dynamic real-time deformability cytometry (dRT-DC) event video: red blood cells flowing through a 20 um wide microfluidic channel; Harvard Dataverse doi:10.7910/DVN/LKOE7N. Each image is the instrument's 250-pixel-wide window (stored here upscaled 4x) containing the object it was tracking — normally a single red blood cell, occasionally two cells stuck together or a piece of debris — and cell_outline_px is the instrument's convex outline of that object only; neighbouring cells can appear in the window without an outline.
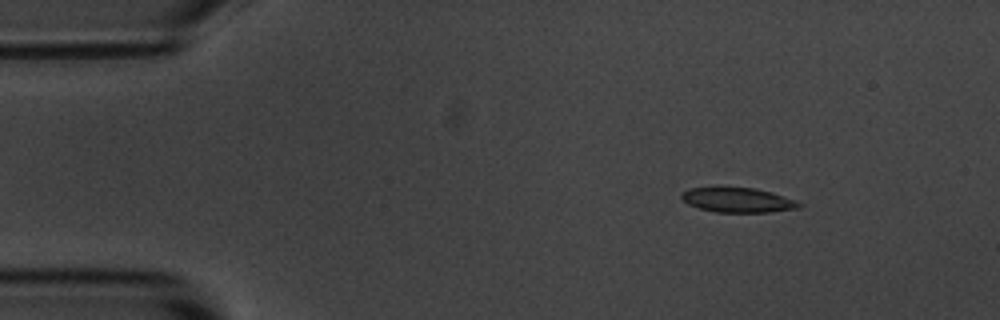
{"species": "common noctule bat (a hibernating species)", "species_latin": "Nyctalus noctula", "temperature_condition": "room temperature", "stored_images_in_passage": 6, "camera_frame_rate_fps": 3000, "um_per_image_px": 0.085, "animal": {"sex": "male", "body_mass_g": 20.1, "forearm_length_mm": 53.5}, "frame": {"image": 1, "passage_image": 1, "time_ms": 0.0, "image_size_px": [1000, 320], "cell_outline_px": [[804, 204], [800, 208], [768, 212], [716, 212], [700, 208], [688, 204], [680, 196], [680, 192], [688, 188], [716, 184], [724, 184], [756, 188], [772, 192], [796, 200]], "centroid_in_image_um": [62.66, 16.93], "position_along_channel_um": 22.3, "area_um2": 17.98}}
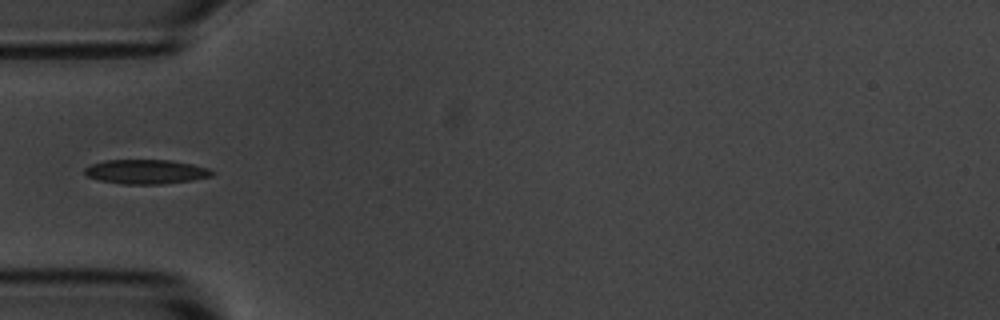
{"frame": {"image": 2, "passage_image": 4, "time_ms": 3.333, "image_size_px": [1000, 320], "cell_outline_px": [[216, 172], [212, 176], [192, 180], [160, 184], [124, 184], [100, 180], [88, 176], [84, 172], [84, 168], [92, 164], [104, 160], [172, 160], [192, 164], [208, 168]], "centroid_in_image_um": [12.43, 14.59], "position_along_channel_um": 72.6, "area_um2": 18.03}}
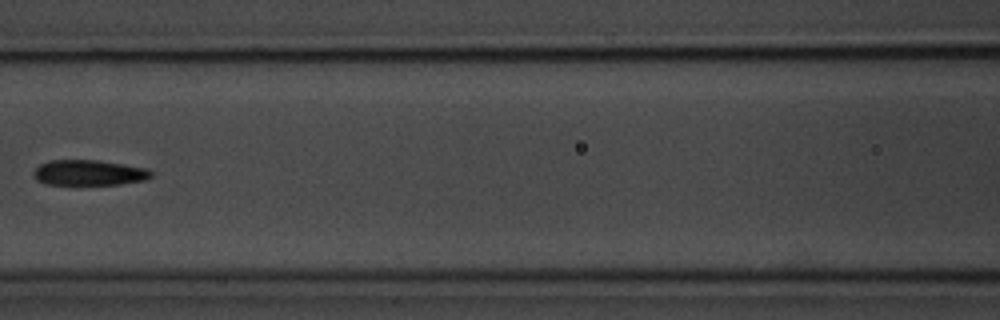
{"frame": {"image": 3, "passage_image": 6, "time_ms": 5.667, "image_size_px": [1000, 320], "cell_outline_px": [[152, 176], [144, 180], [120, 184], [76, 188], [44, 184], [36, 180], [32, 176], [32, 172], [40, 164], [48, 160], [96, 160], [148, 168], [152, 172]], "centroid_in_image_um": [7.48, 14.74], "position_along_channel_um": 159.1, "area_um2": 18.55}}